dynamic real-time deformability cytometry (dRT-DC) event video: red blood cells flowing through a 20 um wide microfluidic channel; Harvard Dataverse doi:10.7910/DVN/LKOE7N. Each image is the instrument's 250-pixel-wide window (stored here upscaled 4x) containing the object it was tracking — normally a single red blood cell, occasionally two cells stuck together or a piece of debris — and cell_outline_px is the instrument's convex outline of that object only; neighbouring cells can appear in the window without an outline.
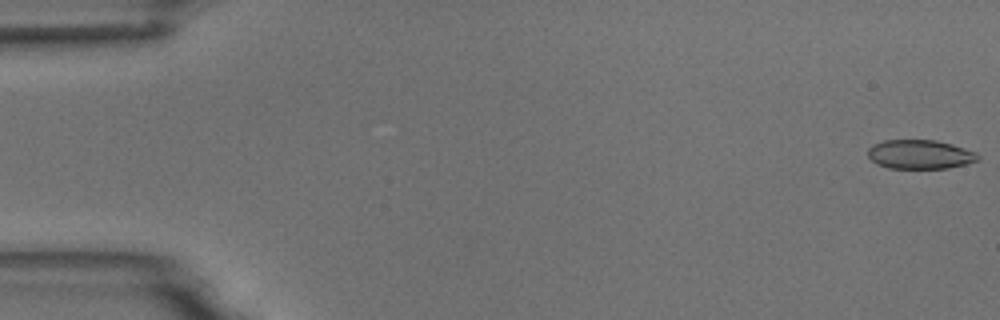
{"species": "common noctule bat (a hibernating species)", "species_latin": "Nyctalus noctula", "temperature_condition": "room temperature", "stored_images_in_passage": 5, "camera_frame_rate_fps": 3000, "um_per_image_px": 0.085, "animal": {"sex": "male", "body_mass_g": 18.8}, "frame": {"image": 1, "passage_image": 1, "time_ms": 0.0, "image_size_px": [1000, 320], "cell_outline_px": [[980, 156], [976, 160], [968, 164], [948, 168], [888, 168], [876, 164], [868, 156], [868, 148], [872, 144], [884, 140], [936, 140], [952, 144], [976, 152]], "centroid_in_image_um": [78.18, 13.12], "position_along_channel_um": 6.8, "area_um2": 18.73}}
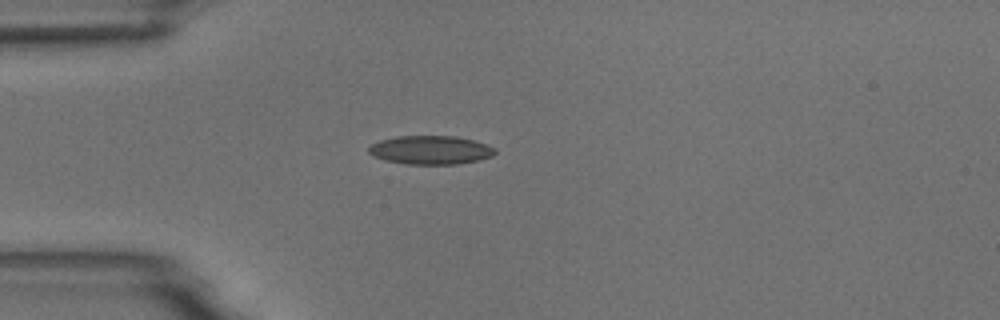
{"frame": {"image": 2, "passage_image": 5, "time_ms": 4.667, "image_size_px": [1000, 320], "cell_outline_px": [[496, 152], [492, 156], [480, 160], [456, 164], [404, 164], [384, 160], [368, 152], [368, 148], [372, 144], [380, 140], [396, 136], [456, 136], [488, 144], [496, 148]], "centroid_in_image_um": [36.62, 12.75], "position_along_channel_um": 48.4, "area_um2": 21.15}}